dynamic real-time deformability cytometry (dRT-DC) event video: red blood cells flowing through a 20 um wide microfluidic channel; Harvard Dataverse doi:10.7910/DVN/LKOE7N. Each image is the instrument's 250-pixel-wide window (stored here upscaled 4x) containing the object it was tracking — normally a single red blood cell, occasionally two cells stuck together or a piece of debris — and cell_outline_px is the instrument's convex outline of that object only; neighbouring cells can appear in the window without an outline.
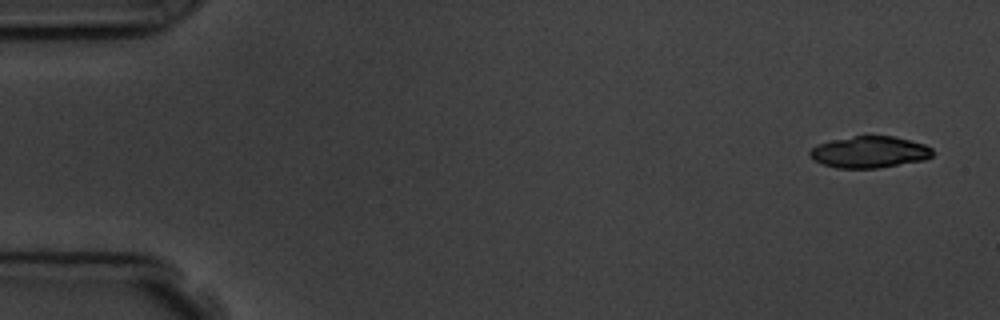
{"species": "common noctule bat (a hibernating species)", "species_latin": "Nyctalus noctula", "temperature_condition": "room temperature", "stored_images_in_passage": 6, "camera_frame_rate_fps": 3000, "um_per_image_px": 0.085, "animal": {"sex": "male", "body_mass_g": 19.5, "forearm_length_mm": 54.6}, "frame": {"image": 1, "passage_image": 1, "time_ms": 0.0, "image_size_px": [1000, 320], "cell_outline_px": [[932, 156], [924, 160], [876, 168], [836, 168], [824, 164], [808, 156], [808, 152], [816, 144], [832, 140], [852, 136], [892, 136], [924, 144], [932, 148]], "centroid_in_image_um": [73.88, 12.92], "position_along_channel_um": 11.1, "area_um2": 22.43}}